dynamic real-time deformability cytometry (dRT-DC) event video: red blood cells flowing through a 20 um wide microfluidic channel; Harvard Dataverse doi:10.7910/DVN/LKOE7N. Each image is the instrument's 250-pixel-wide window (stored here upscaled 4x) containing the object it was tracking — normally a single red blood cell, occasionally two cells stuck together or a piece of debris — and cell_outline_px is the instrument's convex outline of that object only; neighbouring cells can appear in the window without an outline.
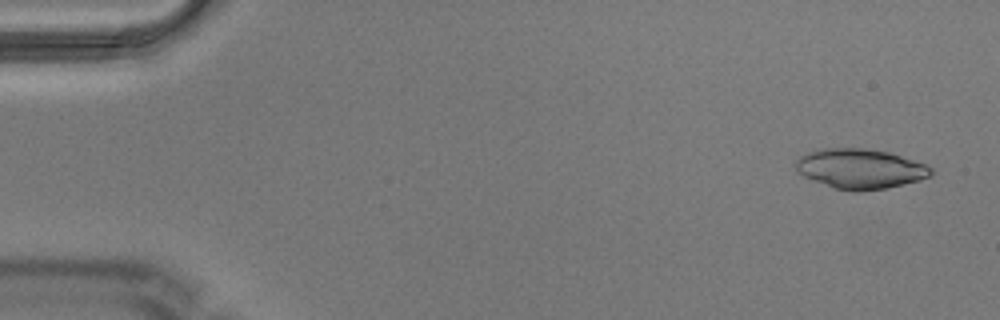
{"species": "Egyptian fruit bat (a non-hibernating species)", "species_latin": "Rousettus aegyptiacus", "temperature_condition": "warm", "stored_images_in_passage": 4, "camera_frame_rate_fps": 3000, "um_per_image_px": 0.085, "animal": {"sex": "male"}, "frame": {"image": 1, "passage_image": 1, "time_ms": 0.0, "image_size_px": [1000, 320], "cell_outline_px": [[932, 176], [920, 180], [884, 188], [860, 192], [852, 192], [832, 188], [812, 180], [796, 172], [796, 160], [800, 156], [808, 152], [824, 148], [864, 148], [888, 152], [924, 164], [932, 168]], "centroid_in_image_um": [73.08, 14.36], "position_along_channel_um": 11.9, "area_um2": 31.44}}